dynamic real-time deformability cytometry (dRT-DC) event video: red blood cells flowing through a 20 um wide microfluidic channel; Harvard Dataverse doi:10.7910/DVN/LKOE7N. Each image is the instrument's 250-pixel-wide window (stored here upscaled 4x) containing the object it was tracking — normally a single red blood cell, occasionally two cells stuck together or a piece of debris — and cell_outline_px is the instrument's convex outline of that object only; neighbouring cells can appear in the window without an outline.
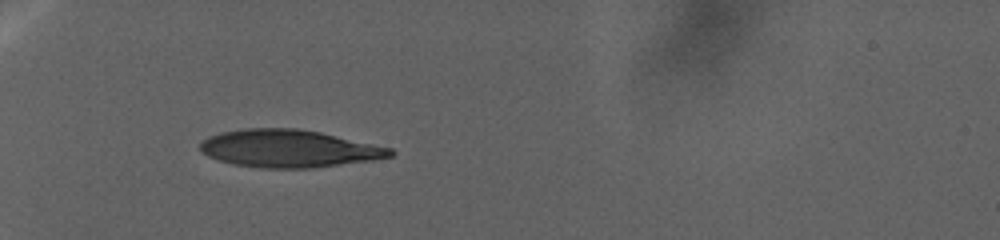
{"species": "human", "species_latin": "Homo sapiens", "temperature_condition": "warm", "stored_images_in_passage": 34, "camera_frame_rate_fps": 3000, "um_per_image_px": 0.085, "donor": {"sex": "female"}, "frame": {"image": 1, "passage_image": 1, "time_ms": 0.0, "image_size_px": [1000, 240], "cell_outline_px": [[396, 152], [392, 156], [372, 160], [308, 168], [260, 168], [236, 164], [220, 160], [208, 156], [200, 148], [200, 140], [208, 136], [220, 132], [244, 128], [296, 128], [320, 132], [392, 148]], "centroid_in_image_um": [24.54, 12.61], "position_along_channel_um": 60.5, "area_um2": 41.44}}
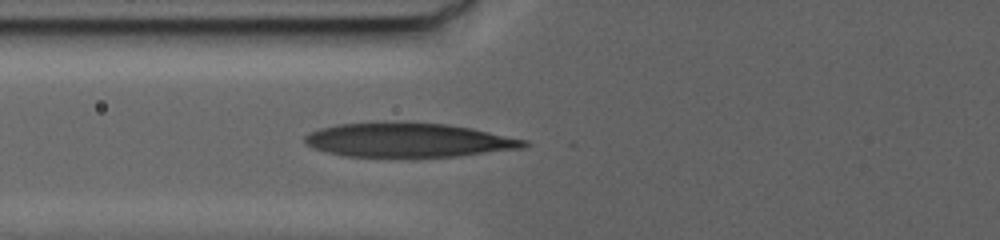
{"frame": {"image": 2, "passage_image": 29, "time_ms": 4.667, "image_size_px": [1000, 240], "cell_outline_px": [[532, 144], [528, 148], [460, 156], [416, 160], [412, 160], [344, 156], [312, 148], [304, 144], [304, 136], [308, 132], [320, 128], [336, 124], [380, 120], [408, 120], [448, 124], [472, 128], [528, 140]], "centroid_in_image_um": [34.72, 11.92], "position_along_channel_um": 91.1, "area_um2": 46.76}}